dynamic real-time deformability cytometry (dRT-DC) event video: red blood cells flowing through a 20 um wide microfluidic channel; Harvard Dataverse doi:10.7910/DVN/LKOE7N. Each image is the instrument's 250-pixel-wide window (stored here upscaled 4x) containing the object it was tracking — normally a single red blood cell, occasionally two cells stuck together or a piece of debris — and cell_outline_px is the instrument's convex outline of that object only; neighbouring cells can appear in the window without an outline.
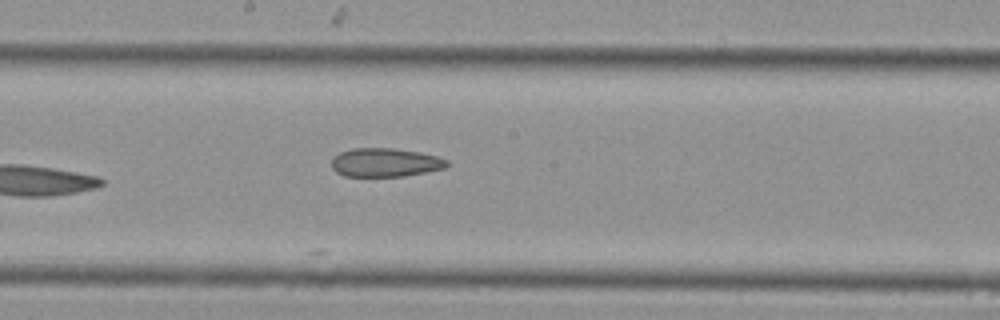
{"species": "Egyptian fruit bat (a non-hibernating species)", "species_latin": "Rousettus aegyptiacus", "temperature_condition": "cold", "stored_images_in_passage": 9, "camera_frame_rate_fps": 3000, "um_per_image_px": 0.085, "animal": {"sex": "female"}, "frame": {"image": 1, "passage_image": 9, "time_ms": 2.667, "image_size_px": [1000, 320], "cell_outline_px": [[448, 164], [444, 168], [404, 176], [344, 176], [336, 172], [332, 168], [332, 156], [340, 152], [352, 148], [392, 148], [416, 152], [436, 156], [448, 160]], "centroid_in_image_um": [32.69, 13.81], "position_along_channel_um": 215.5, "area_um2": 19.13}}